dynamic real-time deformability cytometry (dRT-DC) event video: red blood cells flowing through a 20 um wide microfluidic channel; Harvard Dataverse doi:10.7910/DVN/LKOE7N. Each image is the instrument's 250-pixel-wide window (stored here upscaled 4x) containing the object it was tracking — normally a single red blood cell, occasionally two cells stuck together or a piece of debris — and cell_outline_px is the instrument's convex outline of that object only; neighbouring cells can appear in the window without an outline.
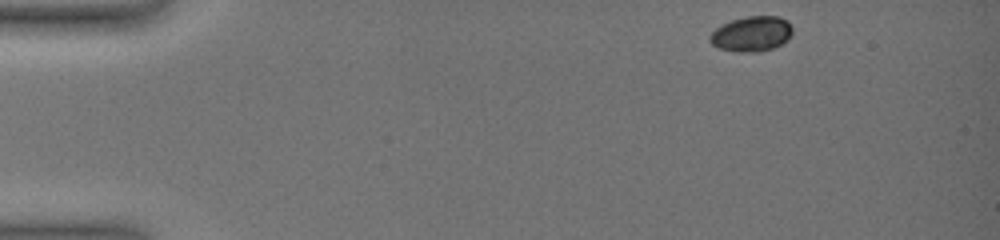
{"species": "common noctule bat (a hibernating species)", "species_latin": "Nyctalus noctula", "temperature_condition": "warm", "stored_images_in_passage": 32, "camera_frame_rate_fps": 3000, "um_per_image_px": 0.085, "animal": {"sex": "female", "body_mass_g": 19.0, "forearm_length_mm": 51.5}, "frame": {"image": 1, "passage_image": 1, "time_ms": 0.0, "image_size_px": [1000, 240], "cell_outline_px": [[792, 32], [788, 40], [772, 48], [756, 52], [736, 52], [720, 48], [712, 44], [708, 40], [708, 36], [716, 28], [732, 20], [748, 16], [780, 16], [788, 20], [792, 28]], "centroid_in_image_um": [63.89, 2.87], "position_along_channel_um": 21.1, "area_um2": 16.94}}
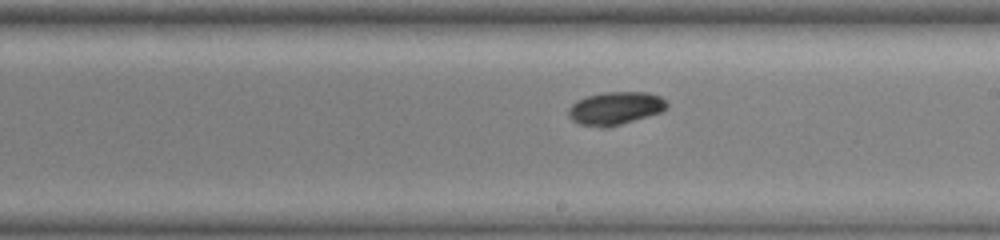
{"frame": {"image": 2, "passage_image": 17, "time_ms": 8.0, "image_size_px": [1000, 240], "cell_outline_px": [[668, 108], [660, 112], [648, 116], [608, 128], [600, 128], [580, 124], [572, 120], [568, 116], [568, 108], [576, 100], [588, 96], [604, 92], [648, 92], [660, 96], [668, 104]], "centroid_in_image_um": [52.29, 9.21], "position_along_channel_um": 236.7, "area_um2": 19.02}}
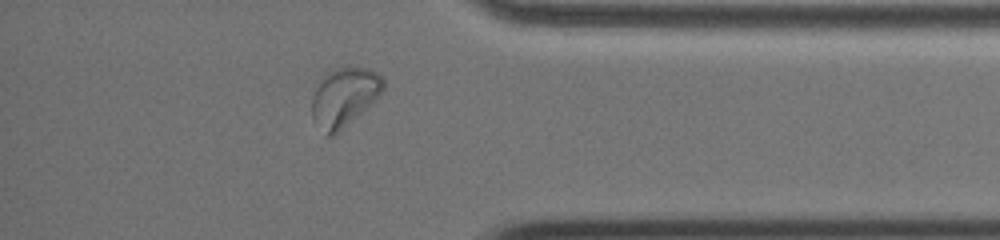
{"frame": {"image": 3, "passage_image": 28, "time_ms": 12.333, "image_size_px": [1000, 240], "cell_outline_px": [[384, 88], [360, 112], [332, 136], [324, 136], [312, 120], [312, 96], [316, 80], [328, 72], [344, 64], [348, 64], [368, 68], [376, 72], [384, 80]], "centroid_in_image_um": [29.17, 8.18], "position_along_channel_um": 406.0, "area_um2": 24.57}, "authors_computed_cell_mechanics": {"area_um2": 18.9006, "velocity_mm_per_s": 4.014, "shape_relaxation_time_tau1_ms": 1.3945, "shape_relaxation_time_tau2_ms": null, "deformation_change_tau1": 0.0803, "deformation_change_tau2": null}}